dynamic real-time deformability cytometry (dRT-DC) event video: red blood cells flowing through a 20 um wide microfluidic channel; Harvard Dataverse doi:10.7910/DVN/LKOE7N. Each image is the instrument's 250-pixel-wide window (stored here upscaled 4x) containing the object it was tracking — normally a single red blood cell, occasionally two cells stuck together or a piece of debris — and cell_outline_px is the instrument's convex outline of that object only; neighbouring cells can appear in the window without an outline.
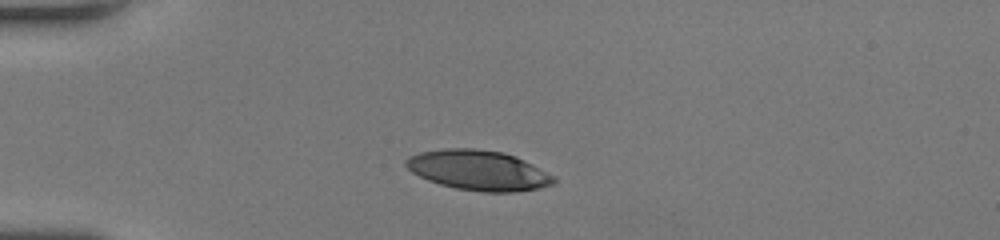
{"species": "human", "species_latin": "Homo sapiens", "temperature_condition": "room temperature", "stored_images_in_passage": 37, "camera_frame_rate_fps": 3000, "um_per_image_px": 0.085, "donor": {"sex": "female"}, "frame": {"image": 1, "passage_image": 1, "time_ms": 0.0, "image_size_px": [1000, 240], "cell_outline_px": [[556, 180], [552, 184], [540, 188], [516, 192], [484, 192], [456, 188], [440, 184], [428, 180], [412, 172], [404, 164], [404, 160], [408, 156], [420, 152], [444, 148], [476, 148], [504, 152], [516, 156], [532, 164], [552, 176]], "centroid_in_image_um": [40.63, 14.46], "position_along_channel_um": 44.4, "area_um2": 34.45}}
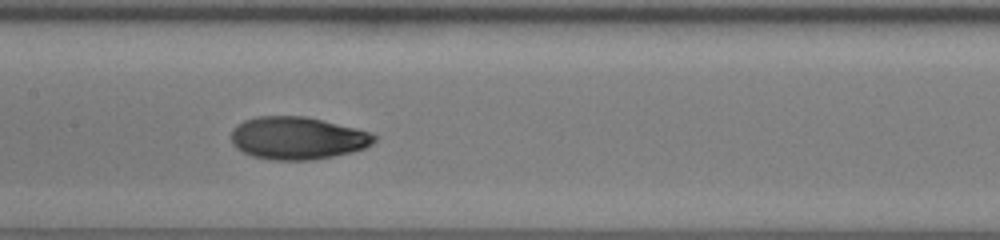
{"frame": {"image": 2, "passage_image": 13, "time_ms": 4.0, "image_size_px": [1000, 240], "cell_outline_px": [[380, 136], [372, 144], [364, 148], [352, 152], [312, 160], [272, 160], [252, 156], [236, 148], [232, 144], [232, 128], [236, 124], [244, 120], [256, 116], [304, 116], [356, 128]], "centroid_in_image_um": [25.28, 11.74], "position_along_channel_um": 182.1, "area_um2": 35.6}}
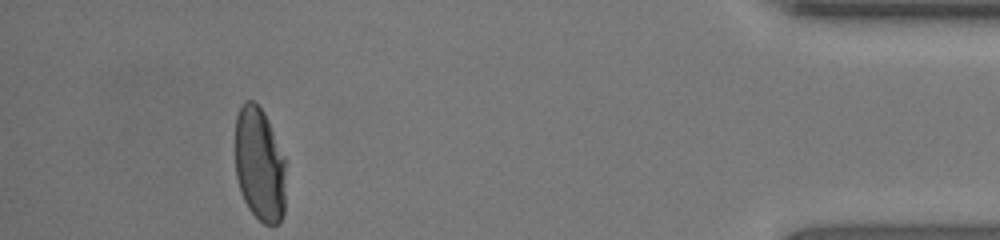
{"frame": {"image": 3, "passage_image": 33, "time_ms": 10.667, "image_size_px": [1000, 240], "cell_outline_px": [[284, 212], [280, 220], [276, 224], [264, 224], [248, 208], [240, 192], [236, 176], [236, 116], [240, 104], [244, 100], [252, 100], [264, 112], [268, 120], [284, 156]], "centroid_in_image_um": [22.04, 13.95], "position_along_channel_um": 413.2, "area_um2": 33.52}, "authors_computed_cell_mechanics": {"area_um2": 35.0268, "velocity_mm_per_s": 4.3011, "shape_relaxation_time_tau1_ms": 5.6357, "shape_relaxation_time_tau2_ms": 0.9943, "deformation_change_tau1": 0.2334, "deformation_change_tau2": 0.0481}}